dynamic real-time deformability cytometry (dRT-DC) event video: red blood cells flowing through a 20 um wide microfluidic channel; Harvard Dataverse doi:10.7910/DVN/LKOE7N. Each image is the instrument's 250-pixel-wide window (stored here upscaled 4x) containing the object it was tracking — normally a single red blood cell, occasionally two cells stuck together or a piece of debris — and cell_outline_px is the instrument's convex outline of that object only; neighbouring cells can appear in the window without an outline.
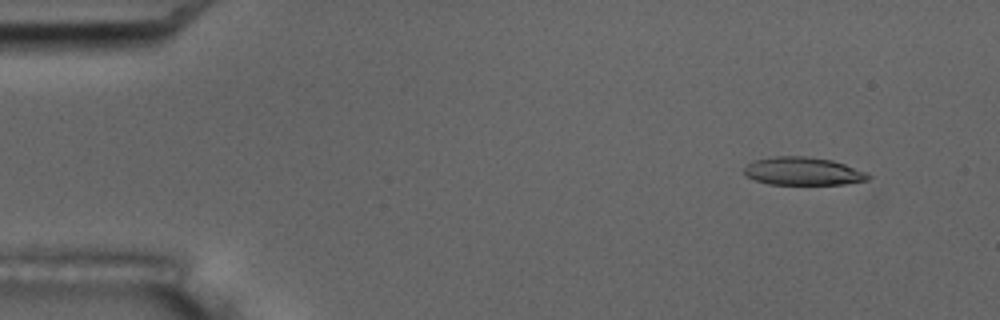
{"species": "common noctule bat (a hibernating species)", "species_latin": "Nyctalus noctula", "temperature_condition": "room temperature", "stored_images_in_passage": 6, "camera_frame_rate_fps": 3000, "um_per_image_px": 0.085, "animal": {"sex": "male", "body_mass_g": 17.5, "forearm_length_mm": 52.3}, "frame": {"image": 1, "passage_image": 2, "time_ms": 1.333, "image_size_px": [1000, 320], "cell_outline_px": [[872, 176], [868, 180], [844, 184], [768, 184], [744, 176], [744, 168], [752, 160], [776, 156], [808, 156], [832, 160], [868, 172]], "centroid_in_image_um": [68.26, 14.55], "position_along_channel_um": 16.7, "area_um2": 20.4}}